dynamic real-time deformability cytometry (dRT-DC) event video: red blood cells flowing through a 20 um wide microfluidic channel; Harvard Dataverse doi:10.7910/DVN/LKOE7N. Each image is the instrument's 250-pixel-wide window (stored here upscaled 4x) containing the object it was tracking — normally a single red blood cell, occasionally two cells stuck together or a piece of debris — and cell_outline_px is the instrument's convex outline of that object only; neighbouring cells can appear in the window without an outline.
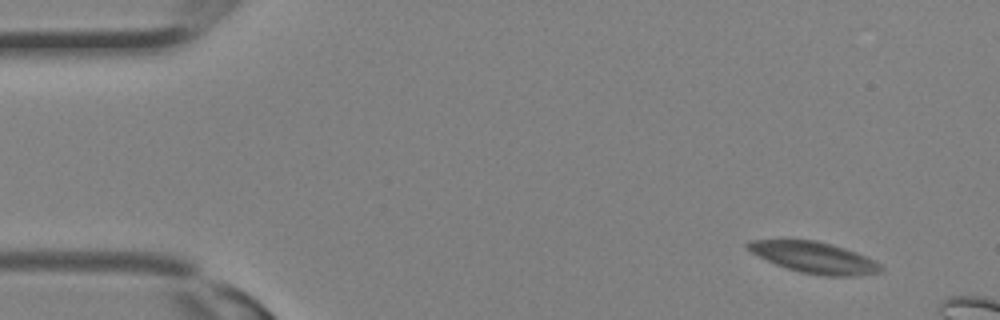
{"species": "Egyptian fruit bat (a non-hibernating species)", "species_latin": "Rousettus aegyptiacus", "temperature_condition": "room temperature", "stored_images_in_passage": 6, "camera_frame_rate_fps": 3000, "um_per_image_px": 0.085, "animal": {"sex": "female"}, "frame": {"image": 1, "passage_image": 1, "time_ms": 0.0, "image_size_px": [1000, 320], "cell_outline_px": [[884, 272], [860, 276], [824, 276], [800, 272], [784, 268], [752, 252], [744, 244], [748, 240], [816, 240], [832, 244], [856, 252], [880, 264], [884, 268]], "centroid_in_image_um": [69.25, 21.9], "position_along_channel_um": 15.8, "area_um2": 24.16}}